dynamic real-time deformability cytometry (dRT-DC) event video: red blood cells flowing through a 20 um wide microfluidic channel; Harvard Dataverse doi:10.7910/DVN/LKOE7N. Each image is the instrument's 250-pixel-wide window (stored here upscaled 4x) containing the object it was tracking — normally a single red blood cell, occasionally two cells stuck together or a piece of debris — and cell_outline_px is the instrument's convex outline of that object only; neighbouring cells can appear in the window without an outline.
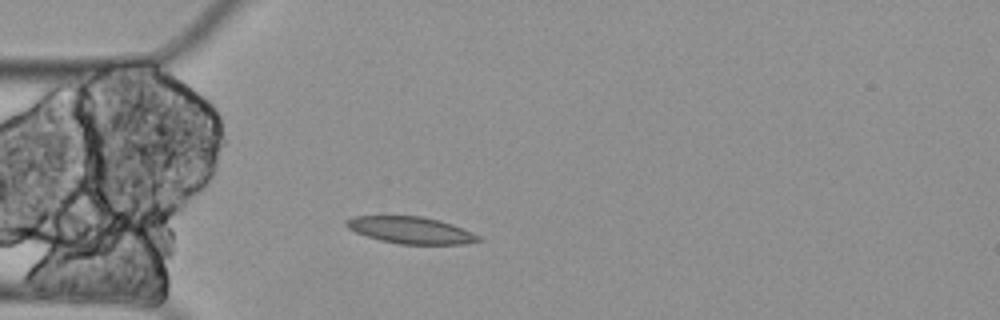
{"species": "Egyptian fruit bat (a non-hibernating species)", "species_latin": "Rousettus aegyptiacus", "temperature_condition": "cold", "stored_images_in_passage": 1, "camera_frame_rate_fps": 3000, "um_per_image_px": 0.085, "animal": {"sex": "female"}, "frame": {"image": 1, "passage_image": 1, "time_ms": 0.0, "image_size_px": [1000, 320], "cell_outline_px": [[484, 240], [460, 244], [400, 244], [380, 240], [356, 232], [348, 228], [344, 224], [344, 220], [356, 216], [420, 216], [440, 220], [452, 224], [472, 232], [480, 236]], "centroid_in_image_um": [34.92, 19.56], "position_along_channel_um": 50.1, "area_um2": 20.58}}